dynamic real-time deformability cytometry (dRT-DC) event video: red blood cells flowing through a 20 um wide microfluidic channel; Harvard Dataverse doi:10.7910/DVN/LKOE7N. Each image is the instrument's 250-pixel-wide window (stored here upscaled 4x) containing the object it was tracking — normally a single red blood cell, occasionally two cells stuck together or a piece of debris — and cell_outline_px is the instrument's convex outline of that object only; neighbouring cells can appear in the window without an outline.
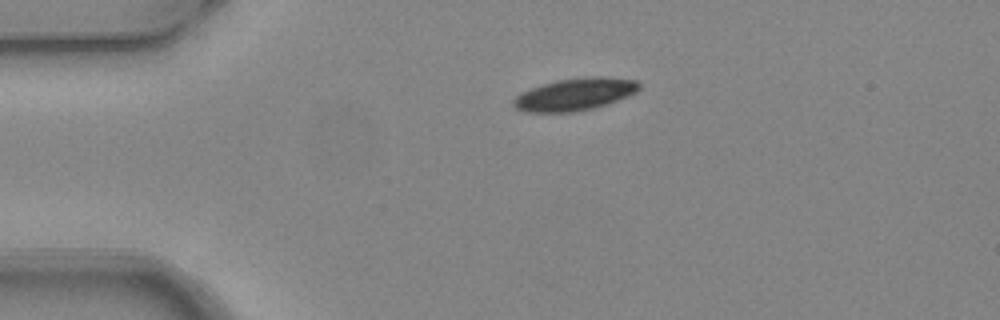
{"species": "common noctule bat (a hibernating species)", "species_latin": "Nyctalus noctula", "temperature_condition": "warm", "stored_images_in_passage": 2, "camera_frame_rate_fps": 3000, "um_per_image_px": 0.085, "animal": {"sex": "female", "body_mass_g": 24.6, "forearm_length_mm": 56.2}, "frame": {"image": 1, "passage_image": 1, "time_ms": 0.0, "image_size_px": [1000, 320], "cell_outline_px": [[640, 88], [636, 92], [628, 96], [608, 104], [592, 108], [572, 112], [528, 112], [516, 108], [512, 104], [512, 100], [516, 96], [532, 88], [556, 80], [584, 76], [604, 76], [636, 80], [640, 84]], "centroid_in_image_um": [48.9, 8.0], "position_along_channel_um": 36.1, "area_um2": 23.64}}